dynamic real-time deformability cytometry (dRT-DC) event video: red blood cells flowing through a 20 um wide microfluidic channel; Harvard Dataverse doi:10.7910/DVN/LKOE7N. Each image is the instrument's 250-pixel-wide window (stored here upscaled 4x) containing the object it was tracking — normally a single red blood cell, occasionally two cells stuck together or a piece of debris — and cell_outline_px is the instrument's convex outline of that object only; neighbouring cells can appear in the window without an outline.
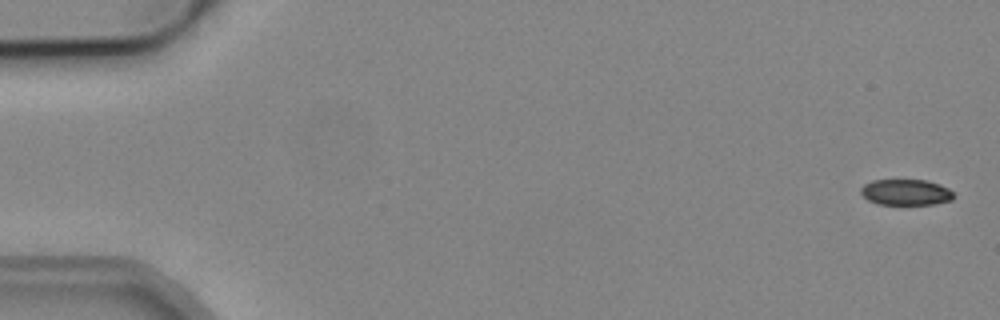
{"species": "common noctule bat (a hibernating species)", "species_latin": "Nyctalus noctula", "temperature_condition": "cold", "stored_images_in_passage": 7, "camera_frame_rate_fps": 3000, "um_per_image_px": 0.085, "animal": {"sex": "male", "body_mass_g": 19.2, "forearm_length_mm": 51.8}, "frame": {"image": 1, "passage_image": 1, "time_ms": 0.0, "image_size_px": [1000, 320], "cell_outline_px": [[956, 196], [952, 200], [936, 204], [880, 204], [868, 200], [860, 192], [860, 188], [864, 184], [872, 180], [928, 180], [940, 184], [948, 188]], "centroid_in_image_um": [77.03, 16.33], "position_along_channel_um": 8.0, "area_um2": 14.1}}
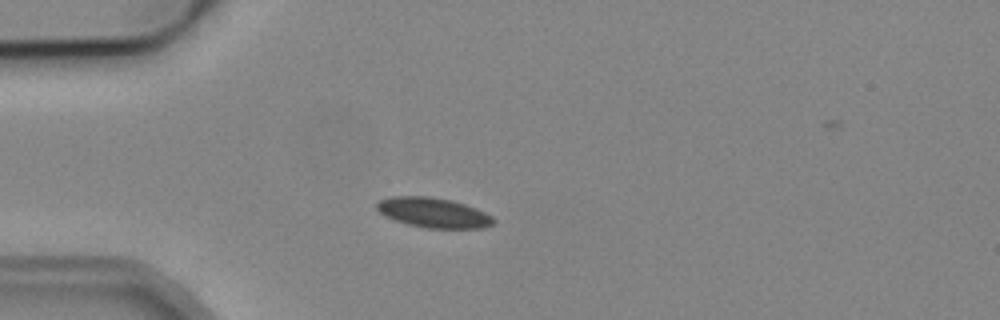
{"frame": {"image": 2, "passage_image": 5, "time_ms": 8.333, "image_size_px": [1000, 320], "cell_outline_px": [[496, 220], [492, 224], [484, 228], [428, 228], [408, 224], [396, 220], [380, 212], [376, 208], [376, 204], [380, 200], [388, 196], [428, 196], [452, 200], [476, 208], [492, 216]], "centroid_in_image_um": [36.85, 18.07], "position_along_channel_um": 48.1, "area_um2": 20.23}}